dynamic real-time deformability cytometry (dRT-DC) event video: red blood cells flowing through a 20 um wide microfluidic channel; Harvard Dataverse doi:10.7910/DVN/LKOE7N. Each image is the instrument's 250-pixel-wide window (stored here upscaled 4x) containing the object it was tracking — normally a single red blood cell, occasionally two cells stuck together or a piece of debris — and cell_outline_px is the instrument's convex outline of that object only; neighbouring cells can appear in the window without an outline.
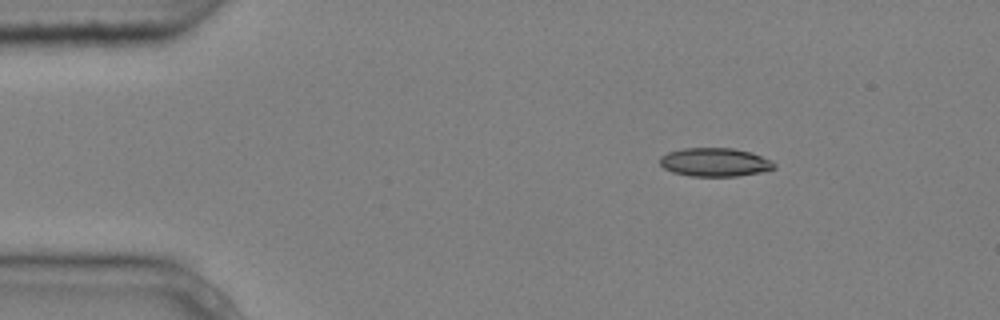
{"species": "common noctule bat (a hibernating species)", "species_latin": "Nyctalus noctula", "temperature_condition": "cold", "stored_images_in_passage": 4, "segment_of_instrument_passage": [1, 2], "camera_frame_rate_fps": 3000, "um_per_image_px": 0.085, "animal": {"sex": "male", "body_mass_g": 20.4}, "frame": {"image": 1, "passage_image": 1, "time_ms": 0.0, "image_size_px": [1000, 320], "cell_outline_px": [[776, 168], [760, 172], [736, 176], [692, 176], [672, 172], [664, 168], [660, 164], [660, 156], [668, 152], [684, 148], [732, 148], [752, 152], [772, 160], [776, 164]], "centroid_in_image_um": [60.78, 13.78], "position_along_channel_um": 24.2, "area_um2": 19.07}}